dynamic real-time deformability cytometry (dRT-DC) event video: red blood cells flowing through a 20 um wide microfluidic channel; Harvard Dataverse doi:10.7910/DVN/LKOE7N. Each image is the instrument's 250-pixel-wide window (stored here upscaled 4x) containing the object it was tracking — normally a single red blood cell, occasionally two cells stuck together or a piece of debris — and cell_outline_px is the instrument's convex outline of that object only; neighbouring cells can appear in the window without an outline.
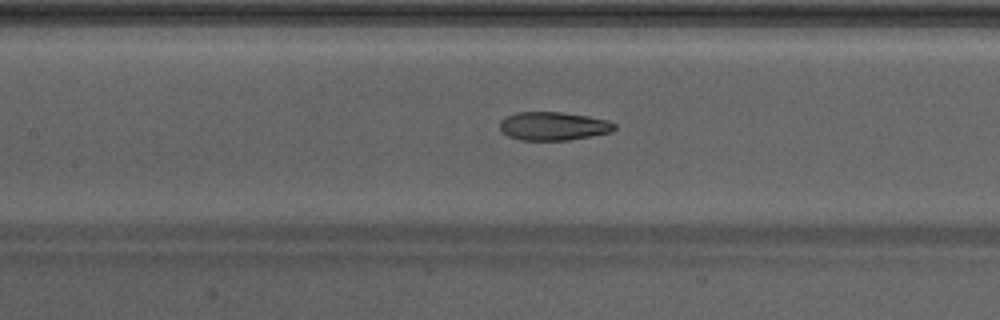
{"species": "Egyptian fruit bat (a non-hibernating species)", "species_latin": "Rousettus aegyptiacus", "temperature_condition": "warm", "stored_images_in_passage": 34, "camera_frame_rate_fps": 3000, "um_per_image_px": 0.085, "animal": {"sex": "male"}, "frame": {"image": 1, "passage_image": 9, "time_ms": 2.667, "image_size_px": [1000, 320], "cell_outline_px": [[616, 128], [612, 132], [568, 140], [520, 140], [508, 136], [500, 128], [500, 120], [516, 112], [564, 112], [588, 116], [608, 120], [616, 124]], "centroid_in_image_um": [47.06, 10.71], "position_along_channel_um": 160.3, "area_um2": 19.02}}
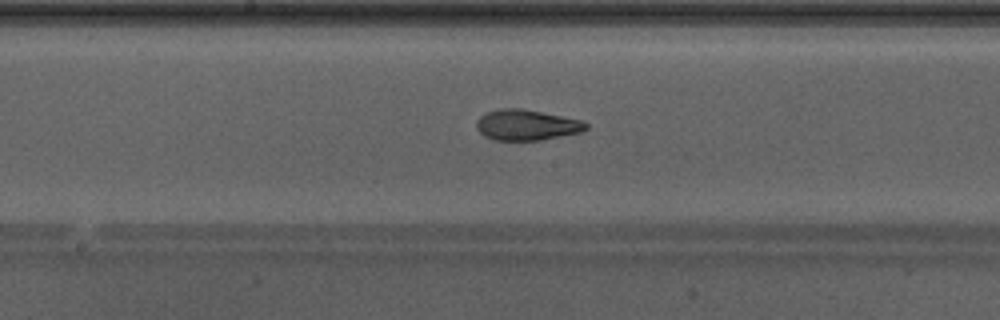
{"frame": {"image": 2, "passage_image": 12, "time_ms": 3.667, "image_size_px": [1000, 320], "cell_outline_px": [[588, 128], [580, 132], [540, 140], [492, 140], [484, 136], [476, 128], [476, 120], [480, 116], [488, 112], [500, 108], [520, 108], [584, 120], [588, 124]], "centroid_in_image_um": [44.75, 10.62], "position_along_channel_um": 203.4, "area_um2": 19.59}}
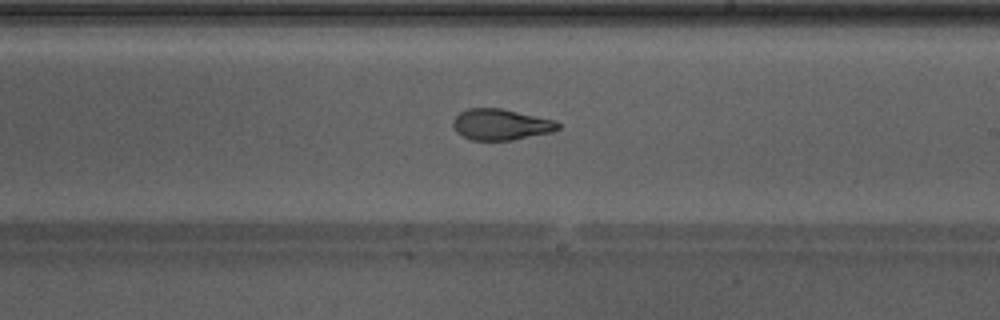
{"frame": {"image": 3, "passage_image": 15, "time_ms": 4.667, "image_size_px": [1000, 320], "cell_outline_px": [[560, 128], [552, 132], [512, 140], [472, 140], [456, 132], [452, 124], [452, 120], [460, 112], [468, 108], [500, 108], [556, 120], [560, 124]], "centroid_in_image_um": [42.58, 10.58], "position_along_channel_um": 246.4, "area_um2": 19.02}, "authors_computed_cell_mechanics": {"area_um2": 19.6231, "velocity_mm_per_s": 4.3201, "shape_relaxation_time_tau1_ms": 4.0641, "shape_relaxation_time_tau2_ms": 1.2281, "deformation_change_tau1": 0.1949, "deformation_change_tau2": 0.0849}}